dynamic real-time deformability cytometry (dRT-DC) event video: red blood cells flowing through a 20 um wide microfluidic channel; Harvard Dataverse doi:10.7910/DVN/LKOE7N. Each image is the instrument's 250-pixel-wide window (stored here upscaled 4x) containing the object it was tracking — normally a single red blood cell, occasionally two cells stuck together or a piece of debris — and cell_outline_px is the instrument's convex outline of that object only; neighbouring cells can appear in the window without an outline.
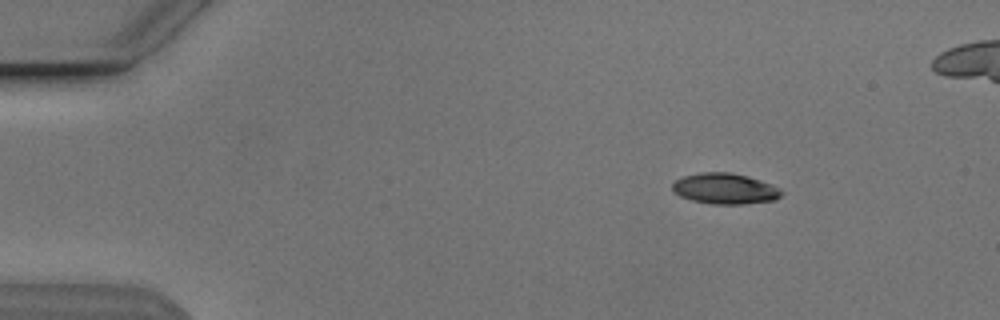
{"species": "Egyptian fruit bat (a non-hibernating species)", "species_latin": "Rousettus aegyptiacus", "temperature_condition": "cold", "stored_images_in_passage": 26, "camera_frame_rate_fps": 3000, "um_per_image_px": 0.085, "animal": {"sex": "male"}, "frame": {"image": 1, "passage_image": 1, "time_ms": 0.0, "image_size_px": [1000, 320], "cell_outline_px": [[784, 192], [780, 196], [772, 200], [744, 204], [712, 204], [692, 200], [680, 196], [672, 192], [672, 184], [676, 180], [684, 176], [700, 172], [728, 172], [748, 176], [768, 184]], "centroid_in_image_um": [61.55, 16.03], "position_along_channel_um": 23.4, "area_um2": 19.31}}
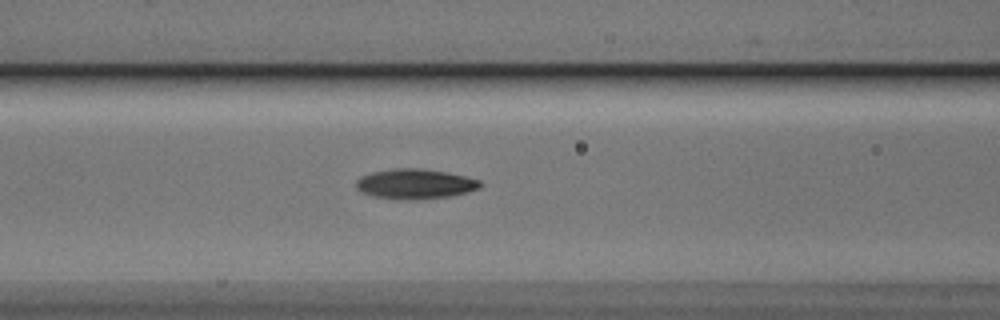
{"frame": {"image": 2, "passage_image": 16, "time_ms": 5.0, "image_size_px": [1000, 320], "cell_outline_px": [[484, 184], [480, 188], [468, 192], [448, 196], [424, 200], [396, 200], [372, 196], [360, 192], [356, 188], [356, 180], [360, 176], [372, 172], [392, 168], [420, 168], [444, 172], [464, 176], [480, 180]], "centroid_in_image_um": [35.25, 15.65], "position_along_channel_um": 131.3, "area_um2": 22.08}}
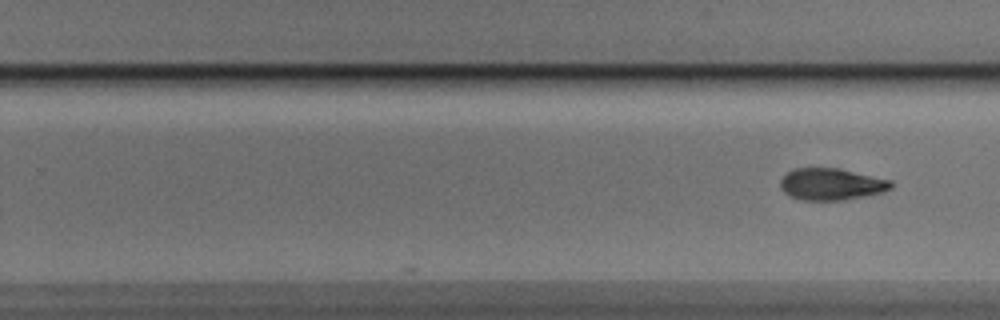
{"frame": {"image": 3, "passage_image": 26, "time_ms": 8.333, "image_size_px": [1000, 320], "cell_outline_px": [[892, 188], [880, 192], [864, 196], [844, 200], [800, 200], [788, 196], [780, 188], [780, 180], [792, 168], [836, 168], [892, 180]], "centroid_in_image_um": [70.62, 15.66], "position_along_channel_um": 259.2, "area_um2": 20.46}}